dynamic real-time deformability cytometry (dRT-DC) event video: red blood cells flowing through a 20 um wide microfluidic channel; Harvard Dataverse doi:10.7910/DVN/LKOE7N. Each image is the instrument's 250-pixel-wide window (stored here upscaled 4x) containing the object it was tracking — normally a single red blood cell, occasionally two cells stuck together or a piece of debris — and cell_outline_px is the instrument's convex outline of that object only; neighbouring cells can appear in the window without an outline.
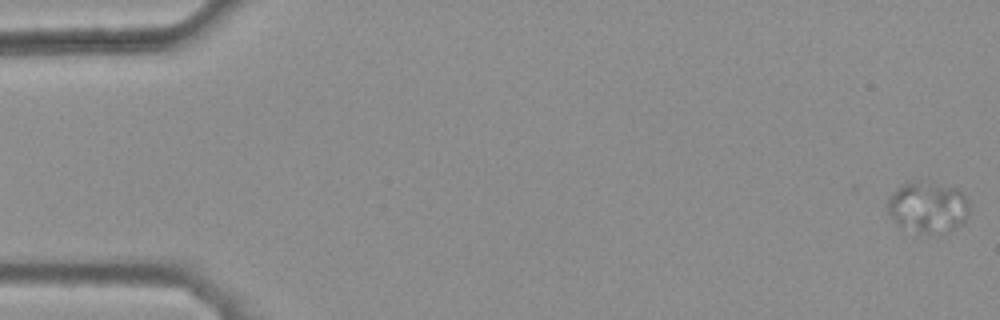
{"species": "common noctule bat (a hibernating species)", "species_latin": "Nyctalus noctula", "temperature_condition": "warm", "stored_images_in_passage": 7, "camera_frame_rate_fps": 3000, "um_per_image_px": 0.085, "animal": {"sex": "female", "body_mass_g": 25.1}, "frame": {"image": 1, "passage_image": 1, "time_ms": 0.0, "image_size_px": [1000, 320], "cell_outline_px": [[968, 212], [964, 220], [960, 224], [952, 228], [928, 236], [900, 228], [888, 216], [888, 196], [896, 188], [904, 184], [916, 180], [956, 188], [968, 200]], "centroid_in_image_um": [78.79, 17.64], "position_along_channel_um": 6.2, "area_um2": 24.51}}